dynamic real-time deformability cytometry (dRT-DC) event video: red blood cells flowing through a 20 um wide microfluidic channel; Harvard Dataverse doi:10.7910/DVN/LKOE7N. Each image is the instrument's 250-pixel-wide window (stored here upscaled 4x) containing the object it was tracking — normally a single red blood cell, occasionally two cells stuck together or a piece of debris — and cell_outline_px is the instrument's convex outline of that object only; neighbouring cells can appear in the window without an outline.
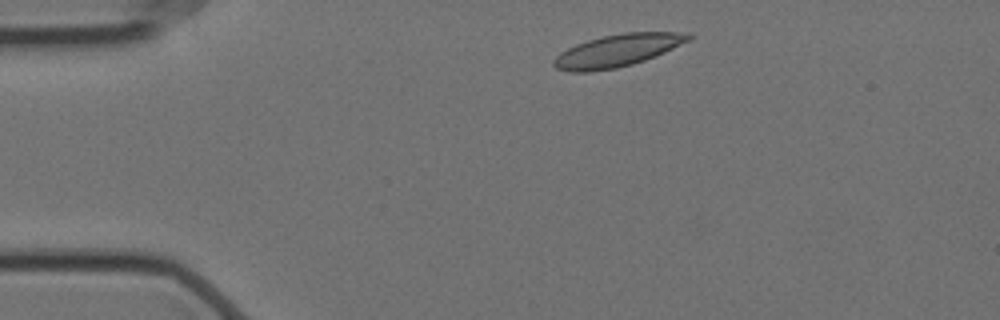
{"species": "Egyptian fruit bat (a non-hibernating species)", "species_latin": "Rousettus aegyptiacus", "temperature_condition": "cold", "stored_images_in_passage": 48, "camera_frame_rate_fps": 3000, "um_per_image_px": 0.085, "animal": {"sex": "female"}, "frame": {"image": 1, "passage_image": 1, "time_ms": 0.0, "image_size_px": [1000, 320], "cell_outline_px": [[692, 36], [688, 40], [664, 52], [644, 60], [632, 64], [616, 68], [588, 72], [572, 72], [556, 68], [552, 64], [552, 60], [560, 52], [576, 44], [588, 40], [604, 36], [624, 32], [688, 32]], "centroid_in_image_um": [52.44, 4.3], "position_along_channel_um": 32.6, "area_um2": 25.14}}
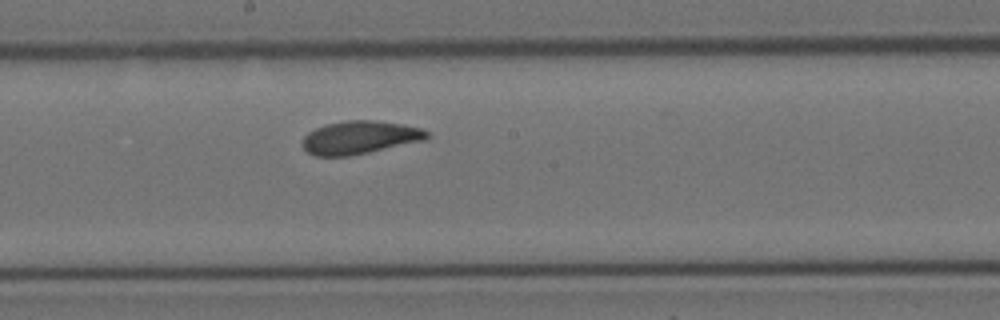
{"frame": {"image": 2, "passage_image": 21, "time_ms": 6.667, "image_size_px": [1000, 320], "cell_outline_px": [[428, 136], [424, 140], [368, 152], [348, 156], [316, 156], [308, 152], [300, 144], [304, 136], [308, 132], [324, 124], [348, 120], [376, 120], [404, 124], [420, 128], [428, 132]], "centroid_in_image_um": [30.53, 11.67], "position_along_channel_um": 217.7, "area_um2": 23.93}}
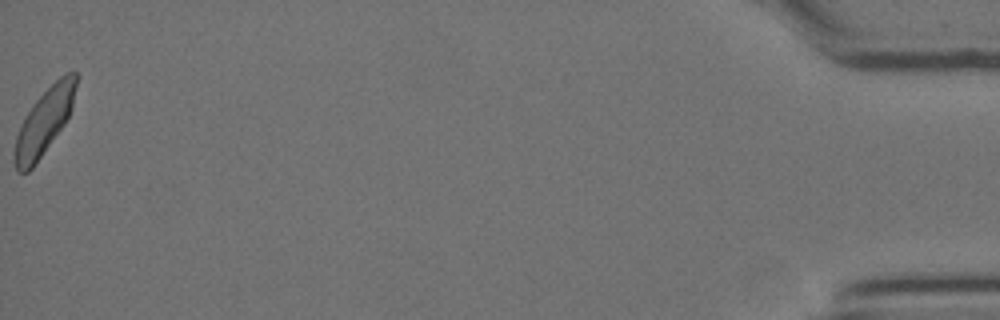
{"frame": {"image": 3, "passage_image": 48, "time_ms": 15.667, "image_size_px": [1000, 320], "cell_outline_px": [[76, 84], [72, 108], [64, 124], [32, 168], [28, 172], [16, 172], [16, 136], [28, 112], [36, 100], [60, 76], [68, 72], [76, 72]], "centroid_in_image_um": [3.79, 10.32], "position_along_channel_um": 431.4, "area_um2": 22.48}, "authors_computed_cell_mechanics": {"area_um2": 23.9581, "velocity_mm_per_s": 3.4764, "shape_relaxation_time_tau1_ms": 3.2622, "shape_relaxation_time_tau2_ms": 1.4238, "deformation_change_tau1": 0.1116, "deformation_change_tau2": 0.0526}}